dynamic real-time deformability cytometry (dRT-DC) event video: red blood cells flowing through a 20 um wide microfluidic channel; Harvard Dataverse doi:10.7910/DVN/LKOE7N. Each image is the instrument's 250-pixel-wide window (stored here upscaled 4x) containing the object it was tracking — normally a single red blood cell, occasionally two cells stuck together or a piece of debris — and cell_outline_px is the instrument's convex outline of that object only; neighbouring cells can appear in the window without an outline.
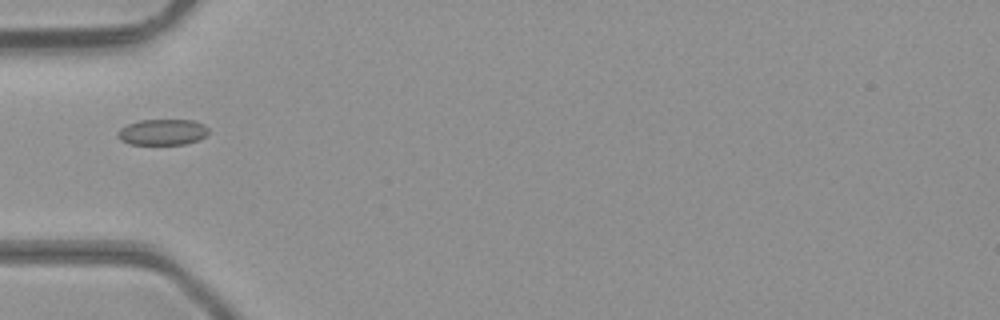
{"species": "common noctule bat (a hibernating species)", "species_latin": "Nyctalus noctula", "temperature_condition": "room temperature", "stored_images_in_passage": 32, "camera_frame_rate_fps": 3000, "um_per_image_px": 0.085, "animal": {"sex": "male", "body_mass_g": 23.1, "forearm_length_mm": 52.7}, "frame": {"image": 1, "passage_image": 1, "time_ms": 0.0, "image_size_px": [1000, 320], "cell_outline_px": [[208, 132], [204, 136], [188, 144], [128, 144], [120, 140], [116, 136], [116, 132], [120, 128], [128, 124], [140, 120], [192, 120], [204, 124], [208, 128]], "centroid_in_image_um": [13.77, 11.23], "position_along_channel_um": 71.2, "area_um2": 13.76}}
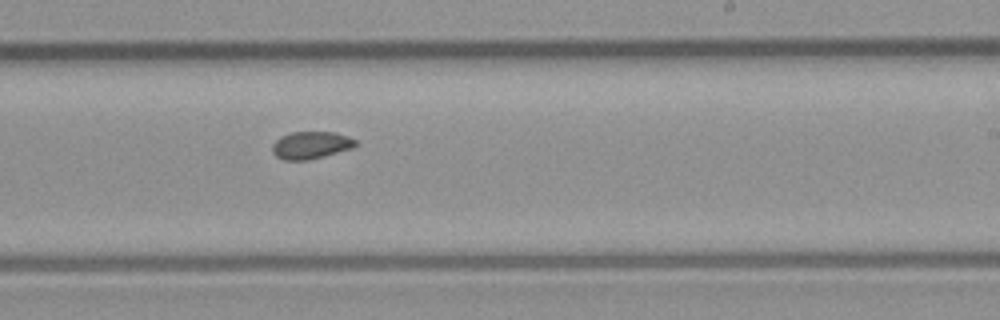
{"frame": {"image": 2, "passage_image": 14, "time_ms": 4.333, "image_size_px": [1000, 320], "cell_outline_px": [[356, 144], [352, 148], [324, 156], [308, 160], [284, 160], [276, 156], [272, 152], [272, 144], [280, 136], [292, 132], [332, 132], [348, 136], [356, 140]], "centroid_in_image_um": [26.4, 12.34], "position_along_channel_um": 262.6, "area_um2": 13.24}}
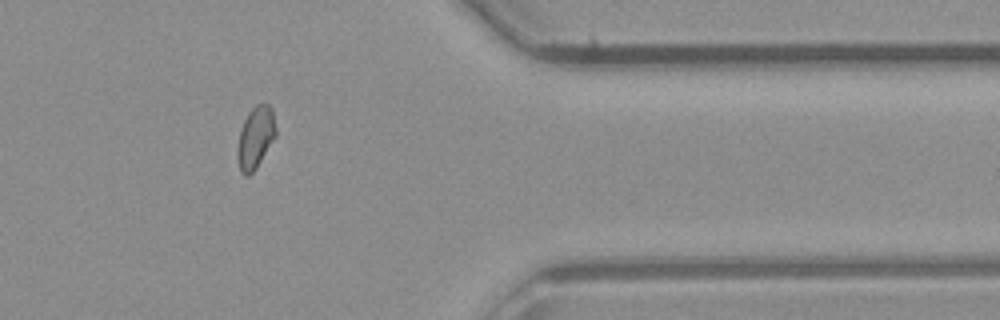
{"frame": {"image": 3, "passage_image": 24, "time_ms": 7.667, "image_size_px": [1000, 320], "cell_outline_px": [[276, 136], [256, 168], [248, 176], [244, 176], [240, 172], [236, 156], [236, 148], [240, 128], [248, 112], [256, 104], [268, 104], [272, 108], [276, 128]], "centroid_in_image_um": [21.69, 11.7], "position_along_channel_um": 389.7, "area_um2": 14.1}, "authors_computed_cell_mechanics": {"area_um2": 13.6119, "velocity_mm_per_s": 4.3978, "shape_relaxation_time_tau1_ms": null, "shape_relaxation_time_tau2_ms": 3.5836, "deformation_change_tau1": null, "deformation_change_tau2": 0.052}}